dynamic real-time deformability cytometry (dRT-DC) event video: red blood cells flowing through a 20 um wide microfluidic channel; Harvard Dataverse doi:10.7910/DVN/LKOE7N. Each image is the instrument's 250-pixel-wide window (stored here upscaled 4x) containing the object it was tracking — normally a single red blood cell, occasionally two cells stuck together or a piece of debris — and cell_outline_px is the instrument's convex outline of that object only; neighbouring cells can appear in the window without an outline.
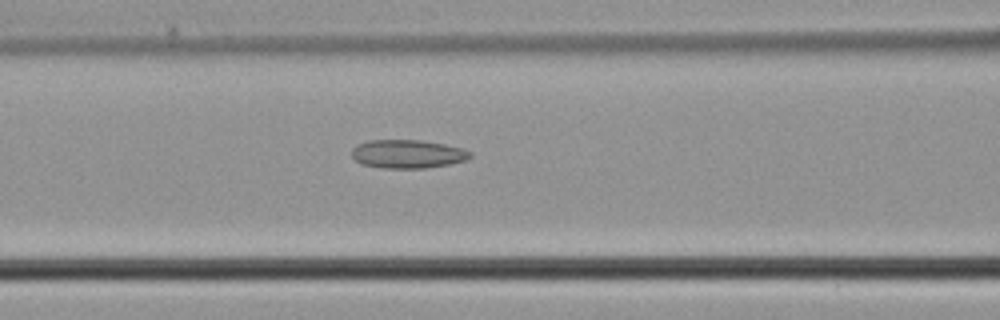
{"species": "common noctule bat (a hibernating species)", "species_latin": "Nyctalus noctula", "temperature_condition": "cold", "stored_images_in_passage": 50, "camera_frame_rate_fps": 3000, "um_per_image_px": 0.085, "animal": {"sex": "male", "body_mass_g": 21.5, "forearm_length_mm": 52.0}, "frame": {"image": 1, "passage_image": 21, "time_ms": 6.667, "image_size_px": [1000, 320], "cell_outline_px": [[472, 156], [468, 160], [448, 164], [424, 168], [384, 168], [360, 164], [352, 156], [352, 148], [368, 140], [420, 140], [444, 144], [460, 148], [472, 152]], "centroid_in_image_um": [34.65, 13.09], "position_along_channel_um": 131.9, "area_um2": 19.59}}
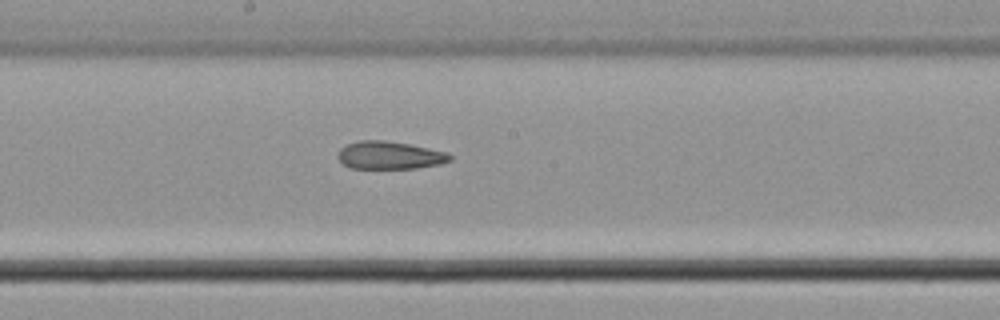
{"frame": {"image": 2, "passage_image": 27, "time_ms": 8.667, "image_size_px": [1000, 320], "cell_outline_px": [[452, 160], [440, 164], [416, 168], [348, 168], [336, 156], [340, 148], [348, 144], [360, 140], [384, 140], [408, 144], [448, 152], [452, 156]], "centroid_in_image_um": [33.12, 13.2], "position_along_channel_um": 215.1, "area_um2": 18.15}}
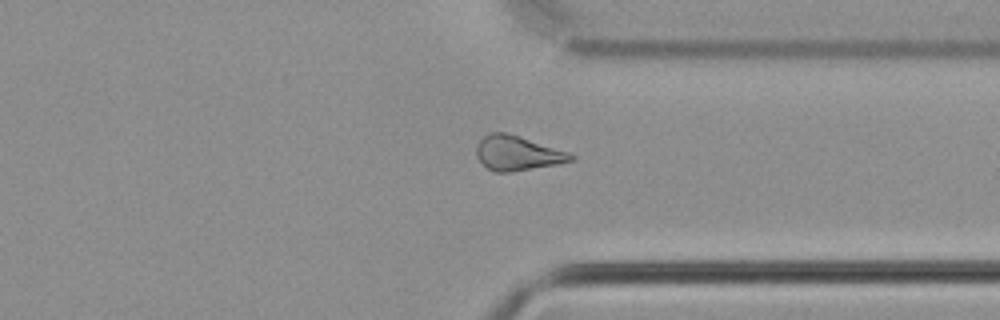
{"frame": {"image": 3, "passage_image": 38, "time_ms": 12.333, "image_size_px": [1000, 320], "cell_outline_px": [[576, 160], [556, 164], [508, 172], [496, 172], [488, 168], [476, 156], [476, 144], [488, 132], [504, 132], [520, 136], [568, 152], [576, 156]], "centroid_in_image_um": [43.97, 13.0], "position_along_channel_um": 367.4, "area_um2": 18.9}}